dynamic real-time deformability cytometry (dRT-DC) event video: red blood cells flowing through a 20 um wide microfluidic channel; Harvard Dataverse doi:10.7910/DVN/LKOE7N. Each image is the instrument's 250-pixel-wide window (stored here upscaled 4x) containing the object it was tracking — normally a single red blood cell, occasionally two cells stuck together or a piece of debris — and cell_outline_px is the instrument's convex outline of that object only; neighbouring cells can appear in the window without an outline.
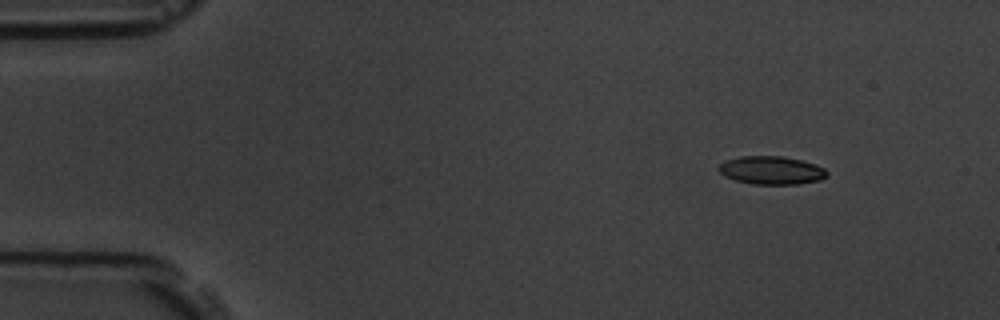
{"species": "common noctule bat (a hibernating species)", "species_latin": "Nyctalus noctula", "temperature_condition": "room temperature", "stored_images_in_passage": 4, "camera_frame_rate_fps": 3000, "um_per_image_px": 0.085, "animal": {"sex": "male", "body_mass_g": 19.5, "forearm_length_mm": 54.6}, "frame": {"image": 1, "passage_image": 1, "time_ms": 0.0, "image_size_px": [1000, 320], "cell_outline_px": [[828, 176], [820, 180], [796, 184], [752, 184], [736, 180], [724, 176], [716, 168], [724, 160], [740, 156], [780, 156], [800, 160], [824, 168], [828, 172]], "centroid_in_image_um": [65.53, 14.47], "position_along_channel_um": 19.5, "area_um2": 17.74}}
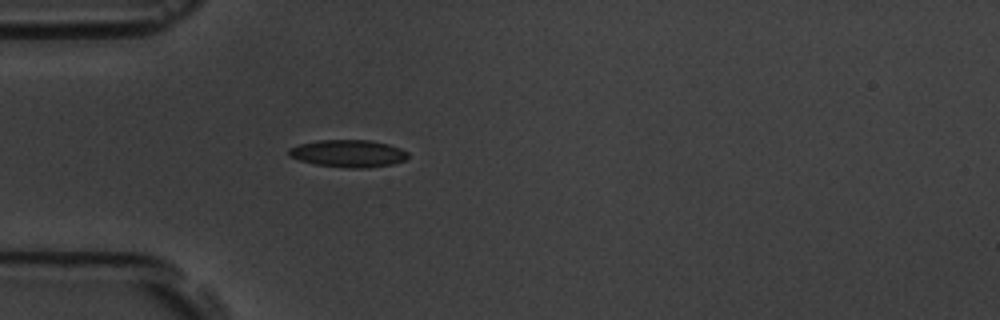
{"frame": {"image": 2, "passage_image": 4, "time_ms": 3.333, "image_size_px": [1000, 320], "cell_outline_px": [[408, 156], [404, 160], [392, 164], [364, 168], [348, 168], [316, 164], [300, 160], [288, 156], [288, 148], [300, 144], [316, 140], [372, 140], [388, 144], [400, 148], [408, 152]], "centroid_in_image_um": [29.59, 13.04], "position_along_channel_um": 55.4, "area_um2": 18.96}}